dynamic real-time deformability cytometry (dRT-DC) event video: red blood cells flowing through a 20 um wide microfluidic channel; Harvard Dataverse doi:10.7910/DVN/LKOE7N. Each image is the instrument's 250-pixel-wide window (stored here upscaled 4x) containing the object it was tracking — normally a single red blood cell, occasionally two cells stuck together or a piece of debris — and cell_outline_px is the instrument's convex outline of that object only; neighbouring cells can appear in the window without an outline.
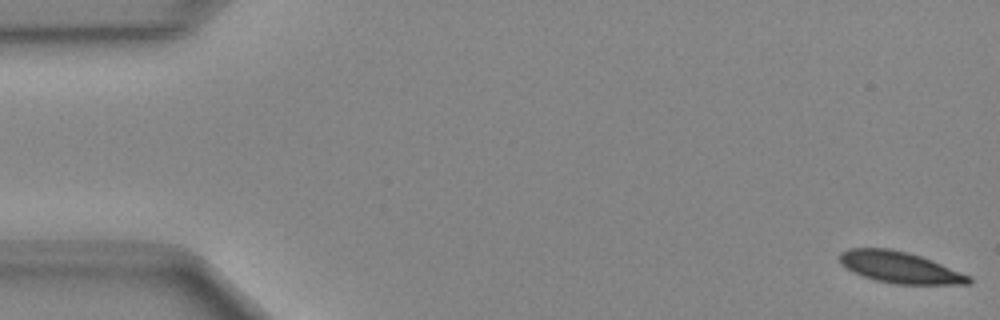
{"species": "Egyptian fruit bat (a non-hibernating species)", "species_latin": "Rousettus aegyptiacus", "temperature_condition": "cold", "stored_images_in_passage": 49, "camera_frame_rate_fps": 3000, "um_per_image_px": 0.085, "animal": {"sex": "female"}, "frame": {"image": 1, "passage_image": 1, "time_ms": 0.0, "image_size_px": [1000, 320], "cell_outline_px": [[972, 284], [896, 284], [876, 280], [852, 272], [840, 264], [840, 252], [848, 248], [888, 248], [908, 252], [932, 260], [972, 276]], "centroid_in_image_um": [76.5, 22.72], "position_along_channel_um": 8.5, "area_um2": 23.7}}
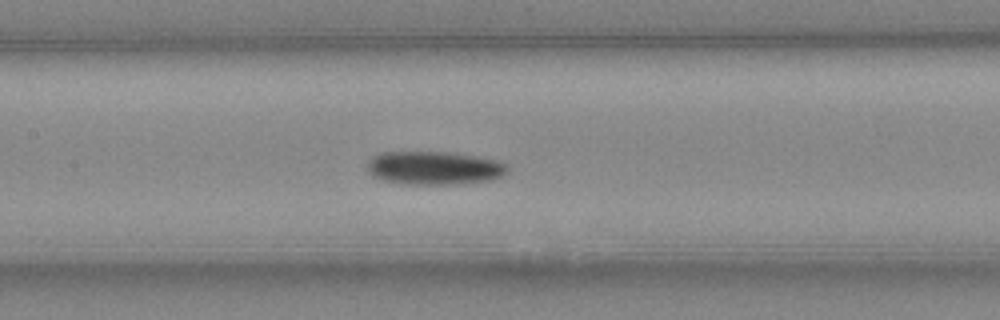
{"frame": {"image": 2, "passage_image": 23, "time_ms": 7.333, "image_size_px": [1000, 320], "cell_outline_px": [[508, 172], [504, 176], [492, 180], [460, 184], [400, 184], [380, 180], [372, 176], [364, 168], [368, 160], [372, 156], [384, 152], [448, 152], [476, 156], [500, 160], [508, 164]], "centroid_in_image_um": [36.9, 14.29], "position_along_channel_um": 170.5, "area_um2": 27.98}}
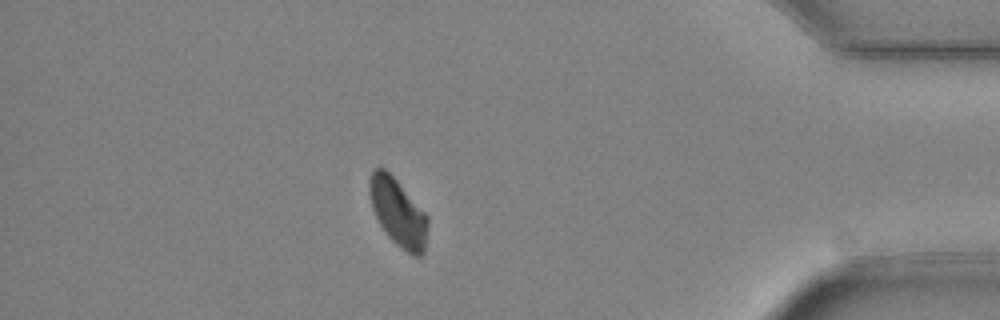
{"frame": {"image": 3, "passage_image": 43, "time_ms": 14.0, "image_size_px": [1000, 320], "cell_outline_px": [[428, 224], [424, 252], [420, 256], [416, 256], [408, 252], [396, 244], [388, 236], [380, 224], [372, 208], [368, 192], [368, 180], [372, 168], [384, 168], [396, 180], [428, 216]], "centroid_in_image_um": [33.8, 18.04], "position_along_channel_um": 401.4, "area_um2": 22.77}}